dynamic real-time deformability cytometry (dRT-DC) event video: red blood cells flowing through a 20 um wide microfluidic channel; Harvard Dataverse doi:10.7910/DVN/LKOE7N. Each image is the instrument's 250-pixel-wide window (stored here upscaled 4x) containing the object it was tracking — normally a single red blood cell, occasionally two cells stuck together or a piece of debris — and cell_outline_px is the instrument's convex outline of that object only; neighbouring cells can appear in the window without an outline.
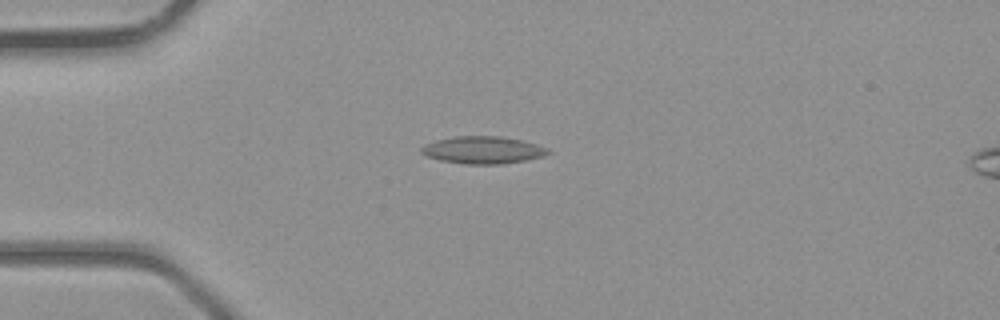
{"species": "common noctule bat (a hibernating species)", "species_latin": "Nyctalus noctula", "temperature_condition": "room temperature", "stored_images_in_passage": 2, "camera_frame_rate_fps": 3000, "um_per_image_px": 0.085, "animal": {"sex": "male", "body_mass_g": 23.1, "forearm_length_mm": 52.7}, "frame": {"image": 1, "passage_image": 1, "time_ms": 0.0, "image_size_px": [1000, 320], "cell_outline_px": [[552, 152], [544, 156], [524, 160], [500, 164], [464, 164], [440, 160], [428, 156], [420, 152], [420, 148], [424, 144], [436, 140], [456, 136], [500, 136], [520, 140], [536, 144], [548, 148]], "centroid_in_image_um": [41.04, 12.75], "position_along_channel_um": 44.0, "area_um2": 20.11}}